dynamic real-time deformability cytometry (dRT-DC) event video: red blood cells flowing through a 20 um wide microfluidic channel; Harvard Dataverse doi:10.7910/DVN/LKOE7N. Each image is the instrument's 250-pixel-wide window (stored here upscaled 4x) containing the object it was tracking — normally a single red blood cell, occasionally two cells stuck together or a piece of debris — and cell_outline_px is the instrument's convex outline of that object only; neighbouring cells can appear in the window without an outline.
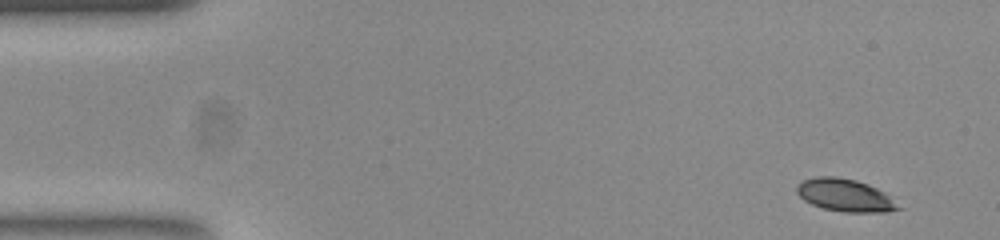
{"species": "common noctule bat (a hibernating species)", "species_latin": "Nyctalus noctula", "temperature_condition": "room temperature", "stored_images_in_passage": 51, "camera_frame_rate_fps": 3000, "um_per_image_px": 0.085, "animal": {"sex": "female", "body_mass_g": 23.0, "forearm_length_mm": 53.4}, "frame": {"image": 1, "passage_image": 1, "time_ms": 0.0, "image_size_px": [1000, 240], "cell_outline_px": [[904, 208], [888, 212], [844, 212], [824, 208], [812, 204], [804, 200], [796, 192], [796, 184], [804, 180], [816, 176], [836, 176], [856, 180], [868, 184], [884, 192]], "centroid_in_image_um": [71.84, 16.59], "position_along_channel_um": 13.2, "area_um2": 19.36}}
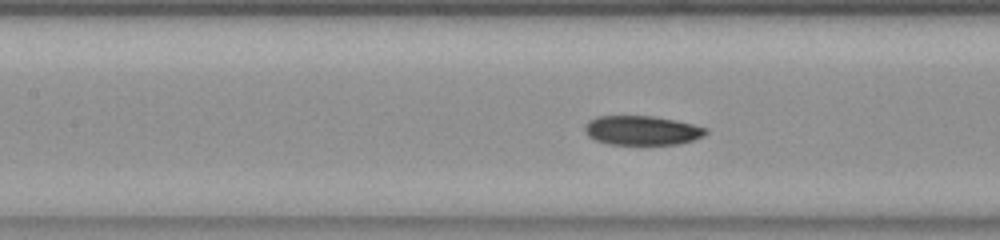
{"frame": {"image": 2, "passage_image": 21, "time_ms": 6.667, "image_size_px": [1000, 240], "cell_outline_px": [[708, 132], [704, 136], [680, 144], [608, 144], [596, 140], [588, 136], [584, 132], [584, 124], [588, 120], [596, 116], [652, 116], [676, 120], [708, 128]], "centroid_in_image_um": [54.55, 11.08], "position_along_channel_um": 152.9, "area_um2": 20.81}}
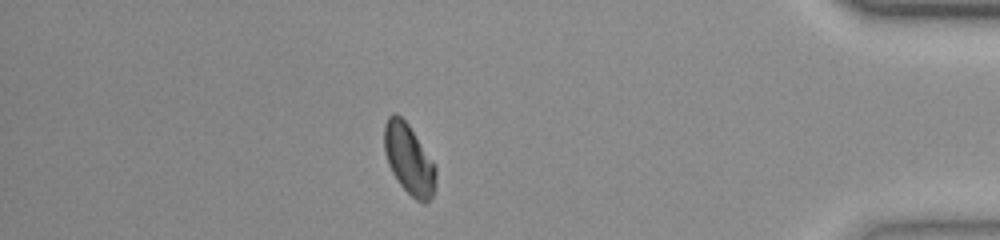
{"frame": {"image": 3, "passage_image": 44, "time_ms": 14.333, "image_size_px": [1000, 240], "cell_outline_px": [[436, 188], [432, 196], [424, 204], [416, 200], [400, 184], [392, 172], [388, 164], [384, 152], [384, 124], [388, 116], [396, 112], [408, 124], [436, 168]], "centroid_in_image_um": [34.74, 13.54], "position_along_channel_um": 400.5, "area_um2": 20.87}, "authors_computed_cell_mechanics": {"area_um2": 20.9236, "velocity_mm_per_s": 3.8043, "shape_relaxation_time_tau1_ms": 4.4179, "shape_relaxation_time_tau2_ms": 6.3961, "deformation_change_tau1": 0.1175, "deformation_change_tau2": 0.1068}}